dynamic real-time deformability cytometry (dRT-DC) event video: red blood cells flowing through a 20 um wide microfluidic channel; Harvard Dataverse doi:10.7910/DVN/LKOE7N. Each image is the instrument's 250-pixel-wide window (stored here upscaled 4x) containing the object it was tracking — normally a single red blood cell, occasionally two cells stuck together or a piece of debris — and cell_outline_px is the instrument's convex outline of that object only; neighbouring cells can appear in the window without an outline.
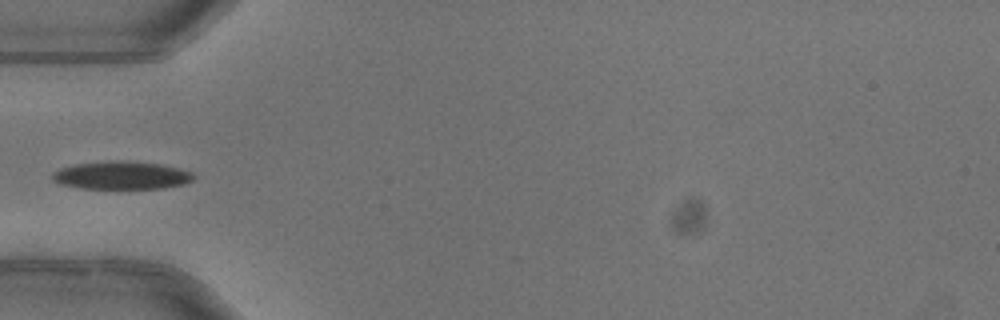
{"species": "common noctule bat (a hibernating species)", "species_latin": "Nyctalus noctula", "temperature_condition": "warm", "stored_images_in_passage": 5, "camera_frame_rate_fps": 3000, "um_per_image_px": 0.085, "animal": {"sex": "female"}, "frame": {"image": 1, "passage_image": 5, "time_ms": 1.333, "image_size_px": [1000, 320], "cell_outline_px": [[196, 176], [192, 180], [184, 184], [164, 188], [80, 188], [60, 184], [52, 180], [52, 172], [60, 168], [76, 164], [112, 160], [120, 160], [160, 164], [180, 168], [192, 172]], "centroid_in_image_um": [10.33, 14.9], "position_along_channel_um": 74.7, "area_um2": 23.06}}